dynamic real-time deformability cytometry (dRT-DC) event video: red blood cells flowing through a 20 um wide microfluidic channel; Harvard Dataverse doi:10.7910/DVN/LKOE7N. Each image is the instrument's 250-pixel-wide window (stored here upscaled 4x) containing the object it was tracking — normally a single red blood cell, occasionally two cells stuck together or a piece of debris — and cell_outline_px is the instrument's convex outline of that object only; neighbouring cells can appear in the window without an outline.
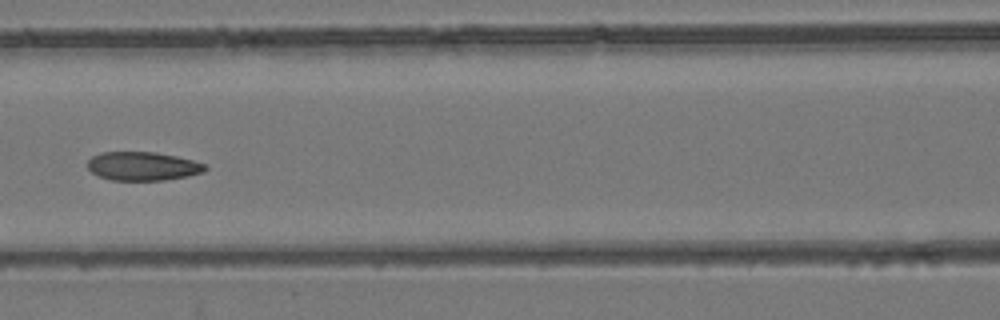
{"species": "common noctule bat (a hibernating species)", "species_latin": "Nyctalus noctula", "temperature_condition": "room temperature", "stored_images_in_passage": 7, "camera_frame_rate_fps": 3000, "um_per_image_px": 0.085, "animal": {"sex": "female", "body_mass_g": 24.6, "forearm_length_mm": 56.2}, "frame": {"image": 1, "passage_image": 7, "time_ms": 7.667, "image_size_px": [1000, 320], "cell_outline_px": [[208, 168], [204, 172], [188, 176], [164, 180], [112, 180], [100, 176], [92, 172], [88, 168], [88, 160], [92, 156], [100, 152], [156, 152], [176, 156], [192, 160], [204, 164]], "centroid_in_image_um": [12.14, 14.12], "position_along_channel_um": 154.5, "area_um2": 19.59}}